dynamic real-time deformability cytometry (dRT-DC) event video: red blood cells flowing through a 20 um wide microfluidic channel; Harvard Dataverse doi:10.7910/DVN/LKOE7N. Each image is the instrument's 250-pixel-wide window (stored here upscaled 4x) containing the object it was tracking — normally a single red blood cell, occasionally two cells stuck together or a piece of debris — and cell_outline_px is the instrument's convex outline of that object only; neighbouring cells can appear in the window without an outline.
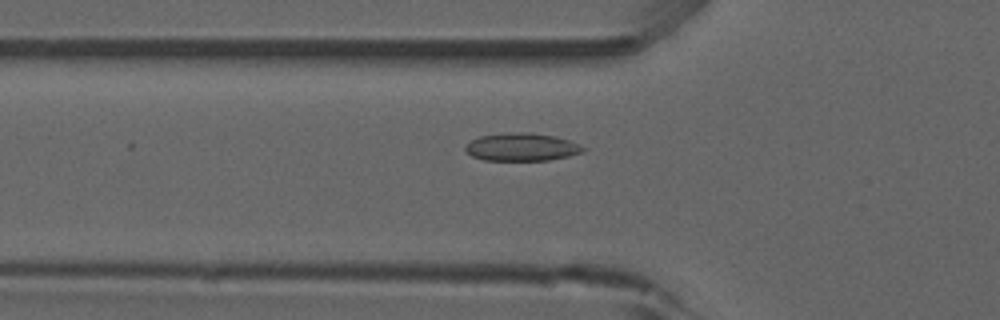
{"species": "common noctule bat (a hibernating species)", "species_latin": "Nyctalus noctula", "temperature_condition": "room temperature", "stored_images_in_passage": 19, "camera_frame_rate_fps": 3000, "um_per_image_px": 0.085, "animal": {"sex": "male", "forearm_length_mm": 52.5}, "frame": {"image": 1, "passage_image": 7, "time_ms": 2.0, "image_size_px": [1000, 320], "cell_outline_px": [[588, 148], [580, 152], [568, 156], [548, 160], [484, 160], [472, 156], [464, 148], [472, 140], [480, 136], [516, 132], [528, 132], [556, 136], [580, 144]], "centroid_in_image_um": [44.38, 12.49], "position_along_channel_um": 81.4, "area_um2": 18.9}}
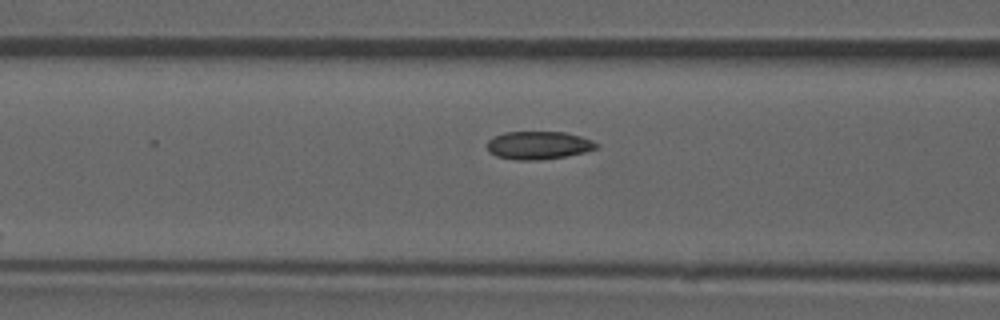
{"frame": {"image": 2, "passage_image": 10, "time_ms": 3.0, "image_size_px": [1000, 320], "cell_outline_px": [[600, 144], [596, 148], [584, 152], [564, 156], [536, 160], [516, 160], [496, 156], [488, 152], [488, 140], [504, 132], [564, 132], [580, 136], [592, 140]], "centroid_in_image_um": [45.76, 12.34], "position_along_channel_um": 120.8, "area_um2": 17.69}}